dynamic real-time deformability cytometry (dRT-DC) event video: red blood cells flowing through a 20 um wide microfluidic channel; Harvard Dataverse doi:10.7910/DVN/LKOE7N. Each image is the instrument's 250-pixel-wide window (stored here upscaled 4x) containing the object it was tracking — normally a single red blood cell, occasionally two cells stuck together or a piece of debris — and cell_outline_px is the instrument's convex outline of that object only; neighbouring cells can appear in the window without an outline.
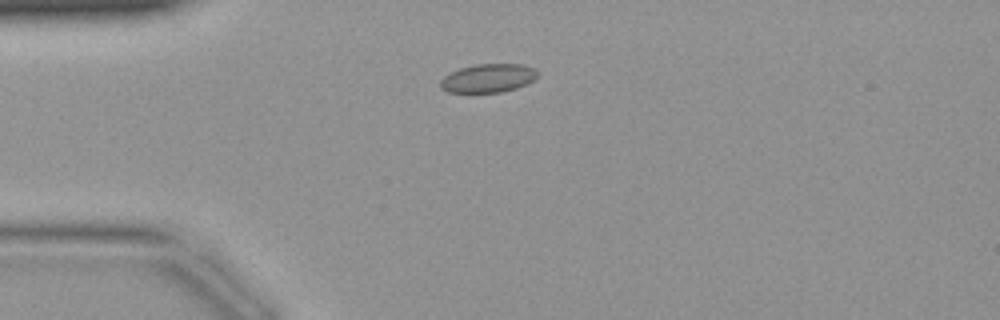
{"species": "common noctule bat (a hibernating species)", "species_latin": "Nyctalus noctula", "temperature_condition": "warm", "stored_images_in_passage": 41, "camera_frame_rate_fps": 3000, "um_per_image_px": 0.085, "animal": {"sex": "female", "body_mass_g": 19.9}, "frame": {"image": 1, "passage_image": 9, "time_ms": 2.667, "image_size_px": [1000, 320], "cell_outline_px": [[540, 72], [528, 84], [516, 88], [500, 92], [448, 92], [440, 88], [440, 80], [444, 76], [460, 68], [476, 64], [524, 64], [536, 68]], "centroid_in_image_um": [41.52, 6.63], "position_along_channel_um": 43.5, "area_um2": 16.24}}
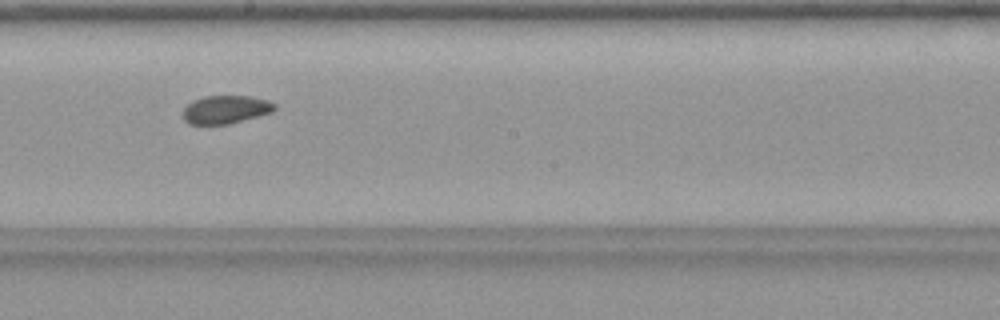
{"frame": {"image": 2, "passage_image": 22, "time_ms": 7.0, "image_size_px": [1000, 320], "cell_outline_px": [[276, 108], [272, 112], [228, 124], [188, 124], [184, 120], [184, 108], [188, 104], [204, 96], [248, 96], [268, 100], [276, 104]], "centroid_in_image_um": [19.2, 9.31], "position_along_channel_um": 229.0, "area_um2": 14.85}}
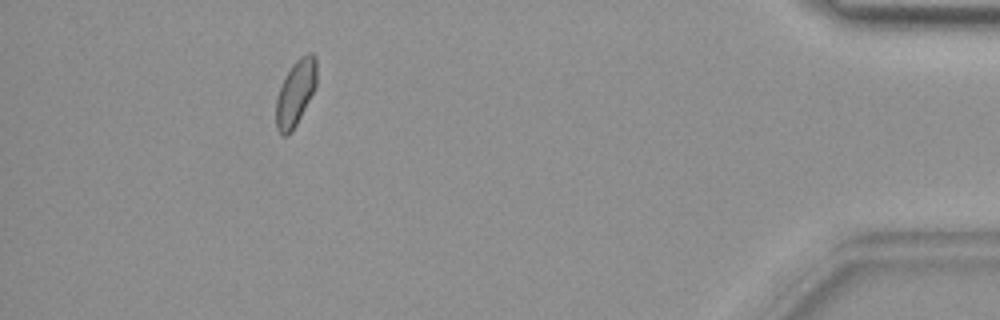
{"frame": {"image": 3, "passage_image": 37, "time_ms": 12.0, "image_size_px": [1000, 320], "cell_outline_px": [[316, 88], [292, 132], [288, 136], [280, 136], [276, 128], [276, 100], [280, 88], [292, 64], [300, 56], [308, 52], [312, 52], [316, 56]], "centroid_in_image_um": [25.13, 7.92], "position_along_channel_um": 410.1, "area_um2": 15.66}}